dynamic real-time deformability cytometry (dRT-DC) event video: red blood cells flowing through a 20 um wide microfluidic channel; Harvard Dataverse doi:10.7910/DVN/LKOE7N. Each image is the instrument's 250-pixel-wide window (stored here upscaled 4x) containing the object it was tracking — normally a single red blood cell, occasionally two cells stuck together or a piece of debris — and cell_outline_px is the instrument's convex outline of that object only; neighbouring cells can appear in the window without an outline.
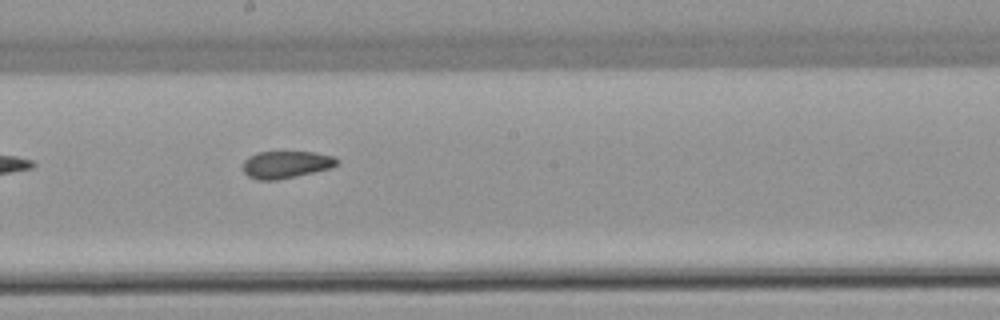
{"species": "common noctule bat (a hibernating species)", "species_latin": "Nyctalus noctula", "temperature_condition": "warm", "stored_images_in_passage": 13, "camera_frame_rate_fps": 3000, "um_per_image_px": 0.085, "animal": {"sex": "female", "body_mass_g": 22.7, "forearm_length_mm": 54.2}, "frame": {"image": 1, "passage_image": 8, "time_ms": 9.333, "image_size_px": [1000, 320], "cell_outline_px": [[340, 160], [336, 164], [328, 168], [312, 172], [276, 180], [256, 180], [248, 176], [244, 172], [244, 160], [248, 156], [256, 152], [312, 152], [332, 156]], "centroid_in_image_um": [24.26, 13.98], "position_along_channel_um": 223.9, "area_um2": 14.68}}
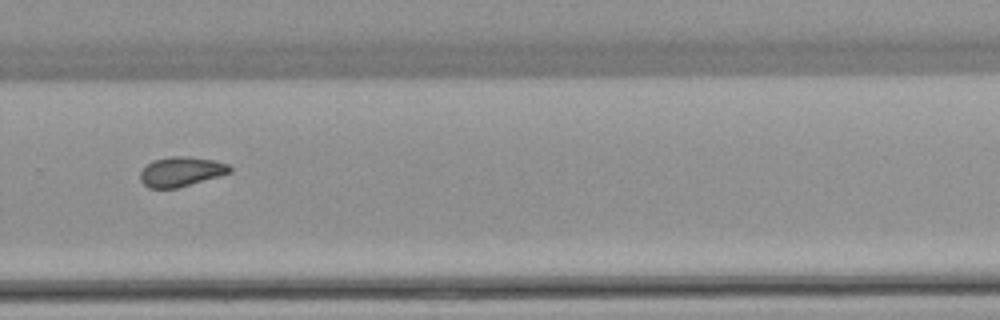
{"frame": {"image": 2, "passage_image": 10, "time_ms": 11.667, "image_size_px": [1000, 320], "cell_outline_px": [[232, 172], [176, 188], [148, 188], [140, 180], [140, 172], [152, 160], [168, 156], [188, 156], [212, 160], [228, 164], [232, 168]], "centroid_in_image_um": [15.37, 14.58], "position_along_channel_um": 314.4, "area_um2": 15.37}}